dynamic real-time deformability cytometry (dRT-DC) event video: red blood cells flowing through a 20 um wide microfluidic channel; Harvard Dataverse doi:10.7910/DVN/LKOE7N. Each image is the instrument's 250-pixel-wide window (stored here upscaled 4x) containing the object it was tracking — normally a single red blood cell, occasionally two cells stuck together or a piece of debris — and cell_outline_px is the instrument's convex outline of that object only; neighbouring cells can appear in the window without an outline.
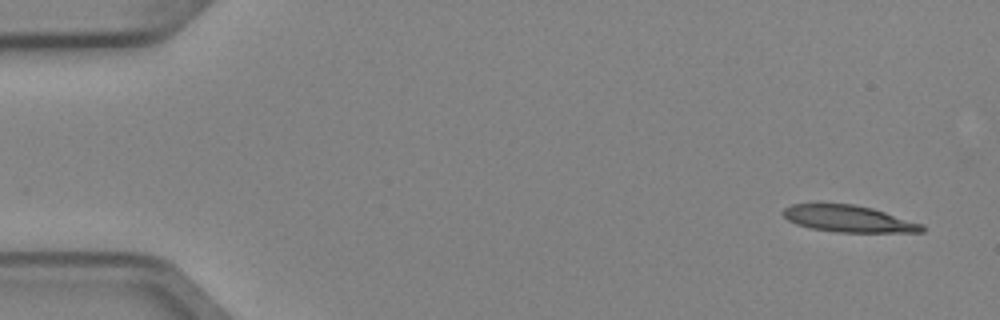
{"species": "Egyptian fruit bat (a non-hibernating species)", "species_latin": "Rousettus aegyptiacus", "temperature_condition": "cold", "stored_images_in_passage": 5, "camera_frame_rate_fps": 3000, "um_per_image_px": 0.085, "animal": {"sex": "female"}, "frame": {"image": 1, "passage_image": 1, "time_ms": 0.0, "image_size_px": [1000, 320], "cell_outline_px": [[924, 232], [836, 232], [812, 228], [796, 224], [788, 220], [780, 212], [784, 208], [792, 204], [856, 204], [872, 208], [924, 224]], "centroid_in_image_um": [72.13, 18.59], "position_along_channel_um": 12.9, "area_um2": 21.56}}
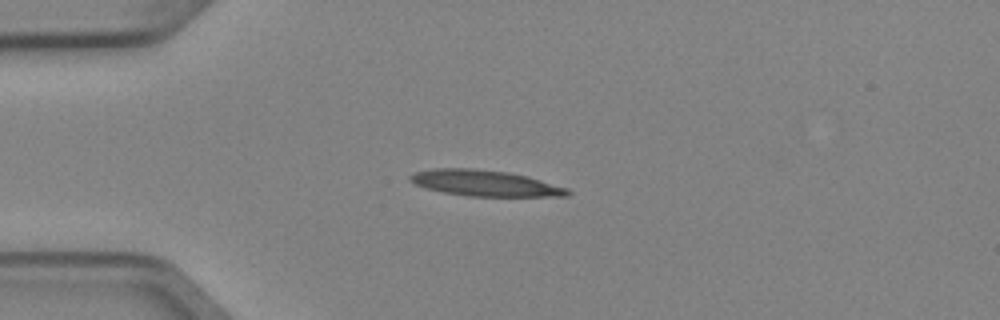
{"frame": {"image": 2, "passage_image": 4, "time_ms": 1.0, "image_size_px": [1000, 320], "cell_outline_px": [[572, 192], [568, 196], [468, 196], [444, 192], [428, 188], [416, 184], [408, 180], [408, 176], [416, 172], [432, 168], [472, 168], [508, 172], [528, 176], [568, 188]], "centroid_in_image_um": [41.24, 15.56], "position_along_channel_um": 43.8, "area_um2": 23.76}}